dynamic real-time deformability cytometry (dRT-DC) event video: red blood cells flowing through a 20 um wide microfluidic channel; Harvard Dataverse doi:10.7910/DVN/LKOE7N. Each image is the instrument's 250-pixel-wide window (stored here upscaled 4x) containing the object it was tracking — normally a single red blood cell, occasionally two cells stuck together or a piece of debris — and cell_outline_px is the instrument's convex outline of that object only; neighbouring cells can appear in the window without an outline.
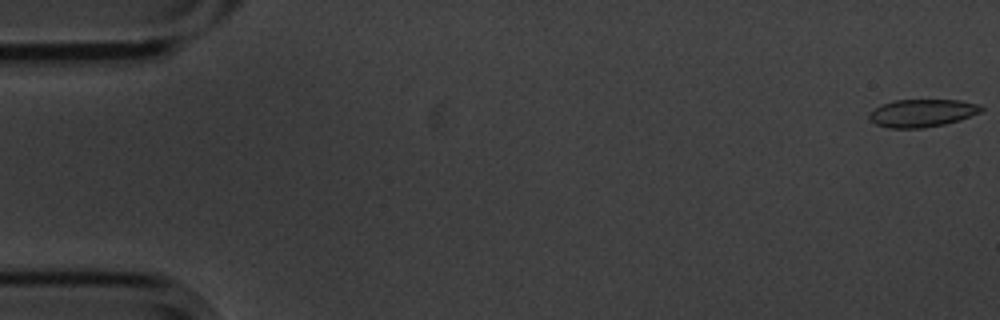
{"species": "common noctule bat (a hibernating species)", "species_latin": "Nyctalus noctula", "temperature_condition": "cold", "stored_images_in_passage": 13, "camera_frame_rate_fps": 3000, "um_per_image_px": 0.085, "animal": {"sex": "male", "body_mass_g": 20.1, "forearm_length_mm": 53.5}, "frame": {"image": 1, "passage_image": 1, "time_ms": 0.0, "image_size_px": [1000, 320], "cell_outline_px": [[984, 108], [980, 112], [960, 120], [944, 124], [920, 128], [888, 128], [876, 124], [868, 116], [876, 108], [892, 100], [960, 100], [980, 104]], "centroid_in_image_um": [78.42, 9.6], "position_along_channel_um": 6.6, "area_um2": 17.92}}